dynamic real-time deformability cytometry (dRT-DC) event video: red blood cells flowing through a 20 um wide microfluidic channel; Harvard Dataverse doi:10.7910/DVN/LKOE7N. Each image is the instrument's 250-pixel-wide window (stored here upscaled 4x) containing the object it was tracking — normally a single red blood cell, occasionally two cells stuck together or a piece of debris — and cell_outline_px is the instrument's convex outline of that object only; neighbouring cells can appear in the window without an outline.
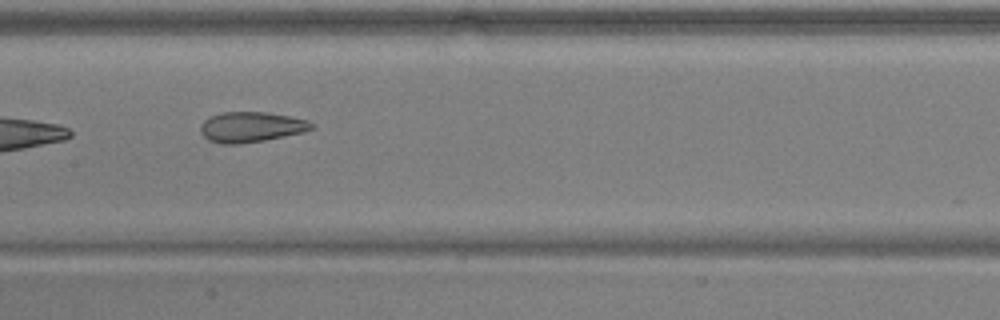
{"species": "common noctule bat (a hibernating species)", "species_latin": "Nyctalus noctula", "temperature_condition": "warm", "stored_images_in_passage": 7, "camera_frame_rate_fps": 3000, "um_per_image_px": 0.085, "animal": {"sex": "male", "body_mass_g": 17.9, "forearm_length_mm": 54.2}, "frame": {"image": 1, "passage_image": 6, "time_ms": 1.667, "image_size_px": [1000, 320], "cell_outline_px": [[316, 124], [312, 128], [304, 132], [264, 140], [240, 144], [224, 144], [208, 140], [200, 132], [200, 128], [204, 120], [212, 116], [224, 112], [264, 112], [288, 116], [308, 120]], "centroid_in_image_um": [21.36, 10.8], "position_along_channel_um": 186.0, "area_um2": 19.48}}